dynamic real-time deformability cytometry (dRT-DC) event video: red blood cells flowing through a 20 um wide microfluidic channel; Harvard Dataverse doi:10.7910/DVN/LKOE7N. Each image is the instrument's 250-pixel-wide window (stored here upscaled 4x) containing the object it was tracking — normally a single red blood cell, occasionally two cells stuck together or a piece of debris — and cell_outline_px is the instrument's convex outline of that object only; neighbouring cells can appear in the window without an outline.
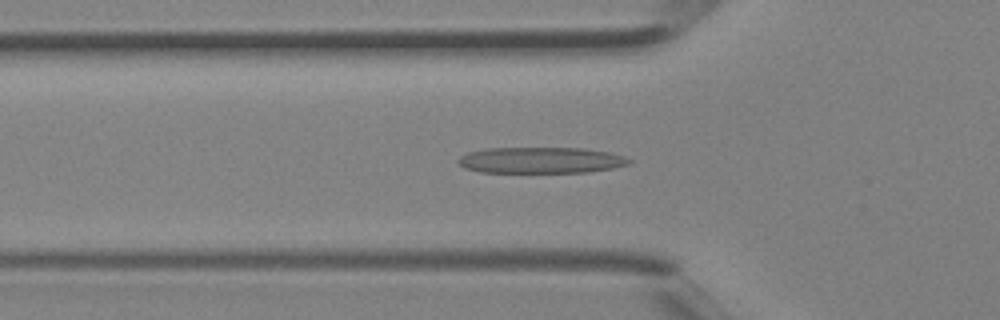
{"species": "Egyptian fruit bat (a non-hibernating species)", "species_latin": "Rousettus aegyptiacus", "temperature_condition": "room temperature", "stored_images_in_passage": 41, "camera_frame_rate_fps": 3000, "um_per_image_px": 0.085, "animal": {"sex": "female"}, "frame": {"image": 1, "passage_image": 14, "time_ms": 4.333, "image_size_px": [1000, 320], "cell_outline_px": [[632, 160], [628, 164], [612, 168], [588, 172], [480, 172], [464, 168], [456, 160], [460, 156], [468, 152], [488, 148], [584, 148], [608, 152], [624, 156]], "centroid_in_image_um": [45.95, 13.61], "position_along_channel_um": 79.8, "area_um2": 25.95}}
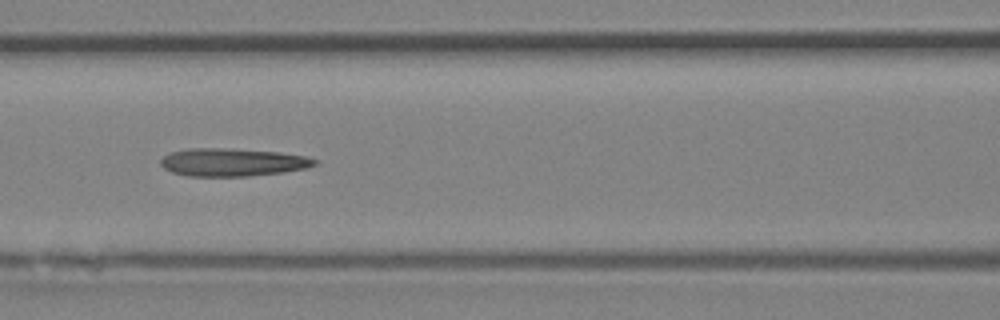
{"frame": {"image": 2, "passage_image": 18, "time_ms": 5.667, "image_size_px": [1000, 320], "cell_outline_px": [[320, 160], [316, 164], [308, 168], [284, 172], [248, 176], [188, 176], [172, 172], [164, 168], [160, 164], [160, 160], [164, 156], [172, 152], [188, 148], [228, 148], [280, 152], [308, 156]], "centroid_in_image_um": [19.81, 13.79], "position_along_channel_um": 146.8, "area_um2": 25.26}}
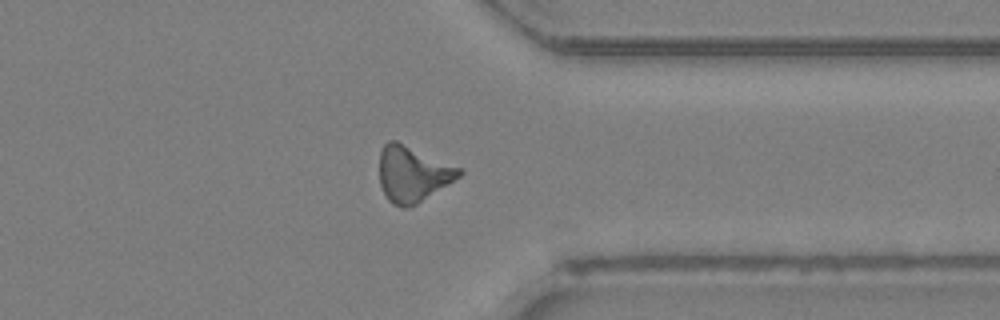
{"frame": {"image": 3, "passage_image": 32, "time_ms": 10.333, "image_size_px": [1000, 320], "cell_outline_px": [[464, 172], [460, 176], [416, 204], [408, 208], [400, 208], [392, 204], [388, 200], [380, 184], [380, 152], [384, 144], [388, 140], [396, 140], [464, 168]], "centroid_in_image_um": [35.09, 14.77], "position_along_channel_um": 376.3, "area_um2": 26.07}}